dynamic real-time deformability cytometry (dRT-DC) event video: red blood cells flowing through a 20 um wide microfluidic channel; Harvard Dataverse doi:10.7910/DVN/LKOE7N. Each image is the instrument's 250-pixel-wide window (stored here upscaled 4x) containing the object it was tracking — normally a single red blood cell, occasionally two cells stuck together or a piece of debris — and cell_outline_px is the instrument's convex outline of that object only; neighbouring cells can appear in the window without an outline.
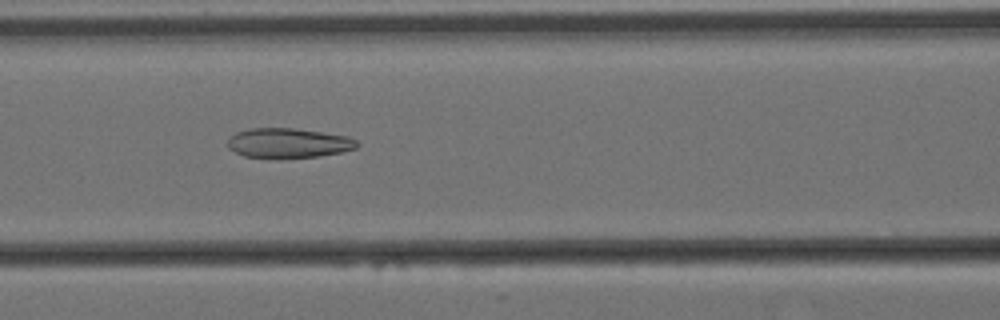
{"species": "Egyptian fruit bat (a non-hibernating species)", "species_latin": "Rousettus aegyptiacus", "temperature_condition": "cold", "stored_images_in_passage": 52, "camera_frame_rate_fps": 3000, "um_per_image_px": 0.085, "animal": {"sex": "female"}, "frame": {"image": 1, "passage_image": 18, "time_ms": 5.667, "image_size_px": [1000, 320], "cell_outline_px": [[360, 144], [356, 148], [340, 152], [320, 156], [244, 156], [228, 148], [228, 140], [236, 132], [248, 128], [292, 128], [348, 136], [356, 140]], "centroid_in_image_um": [24.53, 12.12], "position_along_channel_um": 142.1, "area_um2": 21.73}}
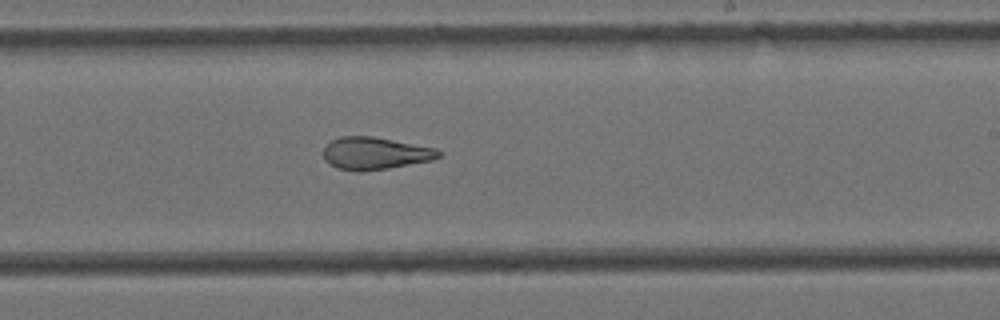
{"frame": {"image": 2, "passage_image": 28, "time_ms": 9.0, "image_size_px": [1000, 320], "cell_outline_px": [[440, 156], [432, 160], [388, 168], [360, 172], [356, 172], [336, 168], [324, 160], [324, 148], [332, 140], [340, 136], [372, 136], [436, 148], [440, 152]], "centroid_in_image_um": [31.85, 13.04], "position_along_channel_um": 257.1, "area_um2": 21.68}}
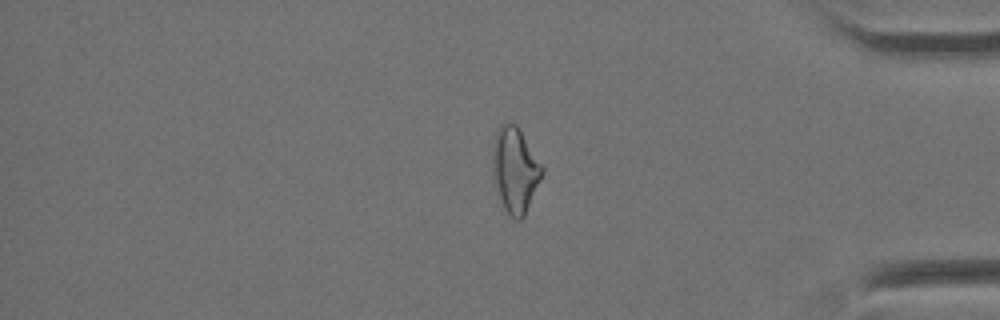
{"frame": {"image": 3, "passage_image": 42, "time_ms": 13.667, "image_size_px": [1000, 320], "cell_outline_px": [[544, 172], [524, 216], [520, 220], [516, 220], [504, 208], [496, 184], [492, 160], [492, 148], [496, 132], [500, 124], [516, 124], [544, 168]], "centroid_in_image_um": [43.79, 14.43], "position_along_channel_um": 391.4, "area_um2": 23.93}, "authors_computed_cell_mechanics": {"area_um2": 23.7269, "velocity_mm_per_s": 3.4681, "shape_relaxation_time_tau1_ms": null, "shape_relaxation_time_tau2_ms": 3.1698, "deformation_change_tau1": null, "deformation_change_tau2": 0.118}}